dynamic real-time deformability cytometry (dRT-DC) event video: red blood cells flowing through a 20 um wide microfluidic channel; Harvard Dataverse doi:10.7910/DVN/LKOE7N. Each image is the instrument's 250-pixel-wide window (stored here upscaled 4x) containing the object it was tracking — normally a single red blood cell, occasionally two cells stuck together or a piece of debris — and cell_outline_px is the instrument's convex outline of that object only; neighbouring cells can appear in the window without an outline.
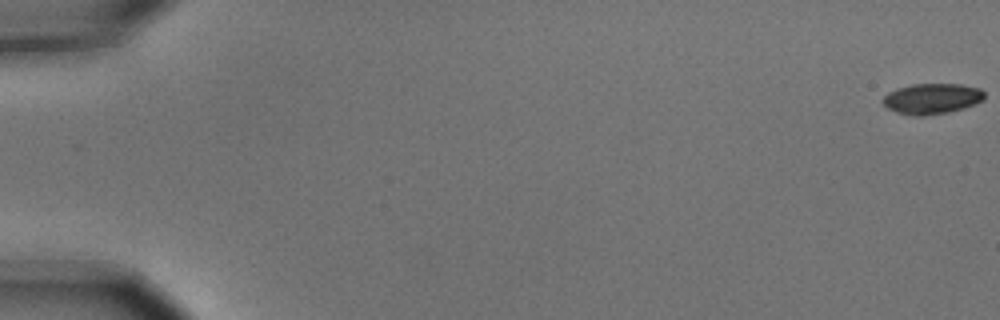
{"species": "common noctule bat (a hibernating species)", "species_latin": "Nyctalus noctula", "temperature_condition": "cold", "stored_images_in_passage": 7, "camera_frame_rate_fps": 3000, "um_per_image_px": 0.085, "animal": {"sex": "male", "body_mass_g": 15.6}, "frame": {"image": 1, "passage_image": 1, "time_ms": 0.0, "image_size_px": [1000, 320], "cell_outline_px": [[984, 100], [964, 108], [948, 112], [924, 116], [912, 116], [896, 112], [888, 108], [880, 100], [888, 92], [896, 88], [912, 84], [960, 84], [980, 88], [984, 92]], "centroid_in_image_um": [79.19, 8.39], "position_along_channel_um": 5.8, "area_um2": 18.26}}
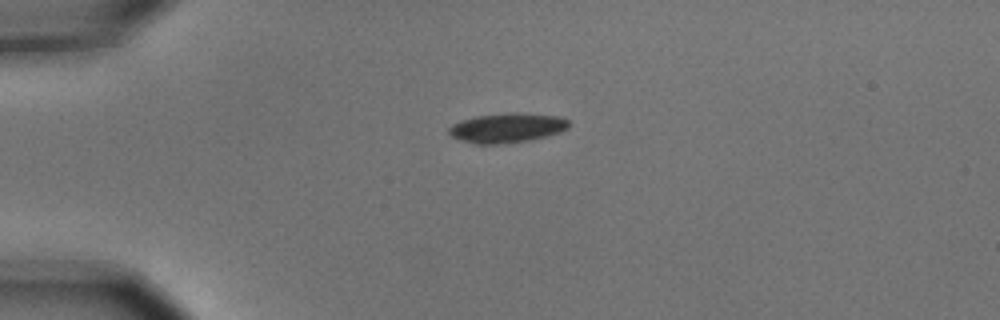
{"frame": {"image": 2, "passage_image": 5, "time_ms": 1.333, "image_size_px": [1000, 320], "cell_outline_px": [[568, 128], [560, 132], [548, 136], [528, 140], [496, 144], [476, 144], [460, 140], [452, 136], [448, 132], [448, 128], [452, 124], [460, 120], [476, 116], [512, 112], [516, 112], [560, 116], [568, 120]], "centroid_in_image_um": [43.09, 10.86], "position_along_channel_um": 41.9, "area_um2": 20.69}}
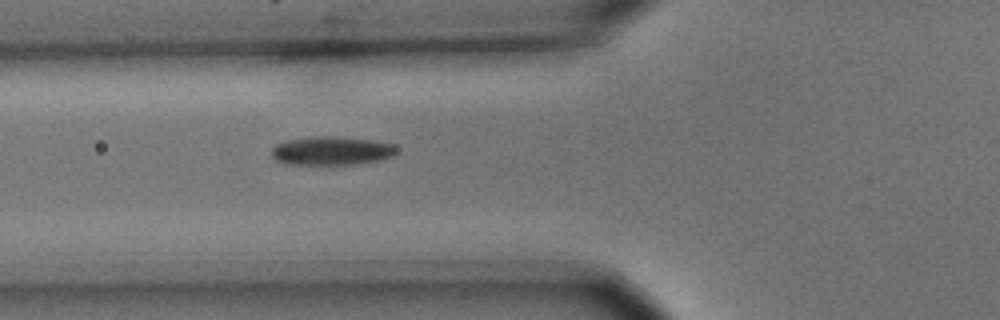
{"frame": {"image": 3, "passage_image": 7, "time_ms": 2.0, "image_size_px": [1000, 320], "cell_outline_px": [[396, 152], [392, 156], [380, 160], [356, 164], [284, 164], [276, 160], [272, 156], [272, 148], [276, 144], [288, 140], [312, 136], [336, 136], [372, 140], [392, 144], [396, 148]], "centroid_in_image_um": [28.16, 12.81], "position_along_channel_um": 97.6, "area_um2": 20.81}}